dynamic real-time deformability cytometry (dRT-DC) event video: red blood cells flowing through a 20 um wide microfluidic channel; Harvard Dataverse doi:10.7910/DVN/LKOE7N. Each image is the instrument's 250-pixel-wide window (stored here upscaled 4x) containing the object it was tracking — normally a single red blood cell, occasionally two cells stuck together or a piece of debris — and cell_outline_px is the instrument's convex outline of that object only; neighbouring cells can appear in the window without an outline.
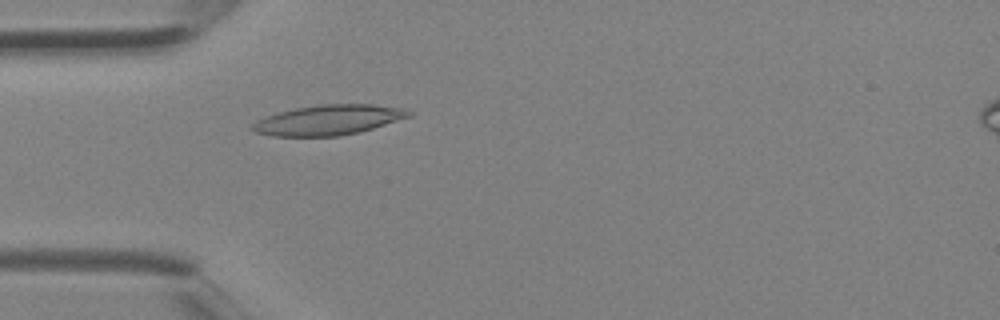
{"species": "Egyptian fruit bat (a non-hibernating species)", "species_latin": "Rousettus aegyptiacus", "temperature_condition": "room temperature", "stored_images_in_passage": 5, "camera_frame_rate_fps": 3000, "um_per_image_px": 0.085, "animal": {"sex": "female"}, "frame": {"image": 1, "passage_image": 4, "time_ms": 1.0, "image_size_px": [1000, 320], "cell_outline_px": [[412, 116], [360, 132], [340, 136], [272, 136], [256, 132], [252, 128], [252, 124], [256, 120], [276, 112], [296, 108], [320, 104], [372, 104], [404, 108], [412, 112]], "centroid_in_image_um": [27.93, 10.19], "position_along_channel_um": 57.1, "area_um2": 27.51}}